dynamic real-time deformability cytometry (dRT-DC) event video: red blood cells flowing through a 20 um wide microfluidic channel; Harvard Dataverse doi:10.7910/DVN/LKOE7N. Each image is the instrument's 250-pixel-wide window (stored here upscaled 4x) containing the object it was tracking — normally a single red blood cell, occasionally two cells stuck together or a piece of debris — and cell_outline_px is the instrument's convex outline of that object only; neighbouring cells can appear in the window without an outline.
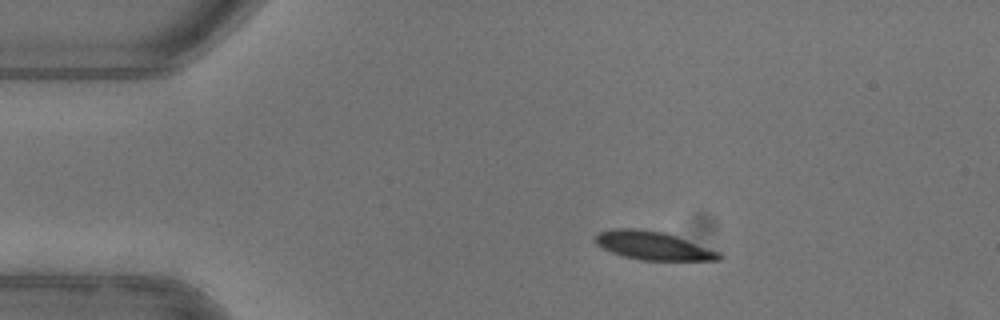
{"species": "common noctule bat (a hibernating species)", "species_latin": "Nyctalus noctula", "temperature_condition": "warm", "stored_images_in_passage": 44, "camera_frame_rate_fps": 3000, "um_per_image_px": 0.085, "animal": {"sex": "female"}, "frame": {"image": 1, "passage_image": 1, "time_ms": 0.0, "image_size_px": [1000, 320], "cell_outline_px": [[724, 256], [720, 260], [640, 260], [624, 256], [612, 252], [596, 244], [596, 236], [600, 232], [612, 228], [636, 228], [664, 232], [676, 236], [720, 252]], "centroid_in_image_um": [55.53, 20.88], "position_along_channel_um": 29.5, "area_um2": 20.29}}
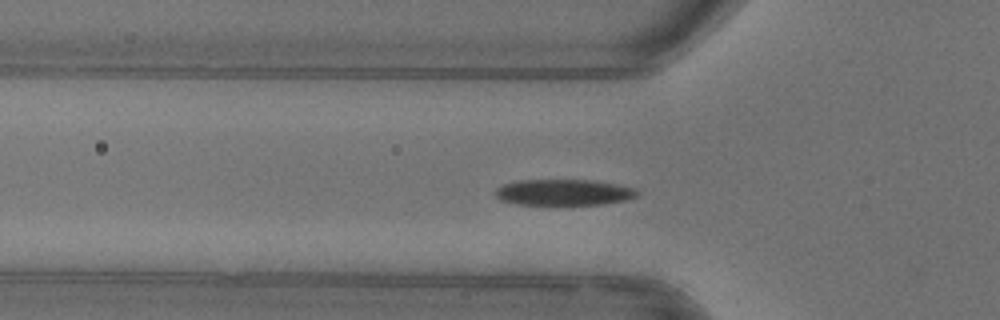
{"frame": {"image": 2, "passage_image": 9, "time_ms": 2.667, "image_size_px": [1000, 320], "cell_outline_px": [[640, 192], [636, 196], [624, 200], [600, 204], [516, 204], [500, 200], [496, 196], [496, 188], [504, 184], [516, 180], [596, 180], [636, 188]], "centroid_in_image_um": [47.91, 16.33], "position_along_channel_um": 77.9, "area_um2": 21.44}}
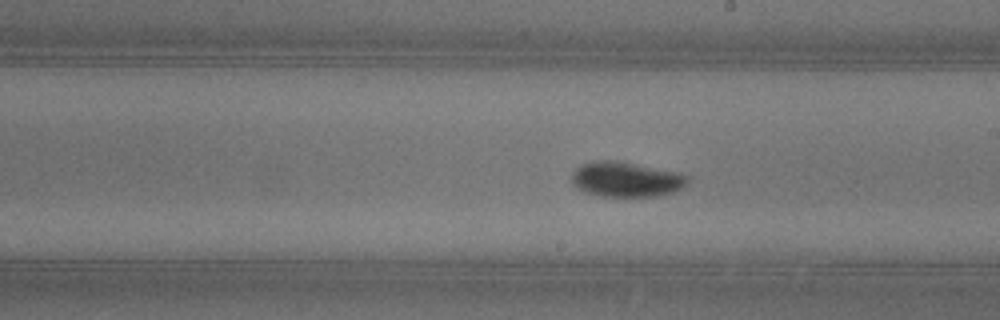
{"frame": {"image": 3, "passage_image": 21, "time_ms": 6.667, "image_size_px": [1000, 320], "cell_outline_px": [[688, 184], [672, 192], [656, 196], [600, 196], [584, 192], [572, 184], [572, 172], [576, 168], [584, 164], [600, 160], [612, 160], [680, 172], [688, 176]], "centroid_in_image_um": [53.22, 15.25], "position_along_channel_um": 235.8, "area_um2": 23.47}, "authors_computed_cell_mechanics": {"area_um2": 21.675, "velocity_mm_per_s": 3.9313, "shape_relaxation_time_tau1_ms": 2.9385, "shape_relaxation_time_tau2_ms": 0.7581, "deformation_change_tau1": 0.1766, "deformation_change_tau2": 0.0403}}